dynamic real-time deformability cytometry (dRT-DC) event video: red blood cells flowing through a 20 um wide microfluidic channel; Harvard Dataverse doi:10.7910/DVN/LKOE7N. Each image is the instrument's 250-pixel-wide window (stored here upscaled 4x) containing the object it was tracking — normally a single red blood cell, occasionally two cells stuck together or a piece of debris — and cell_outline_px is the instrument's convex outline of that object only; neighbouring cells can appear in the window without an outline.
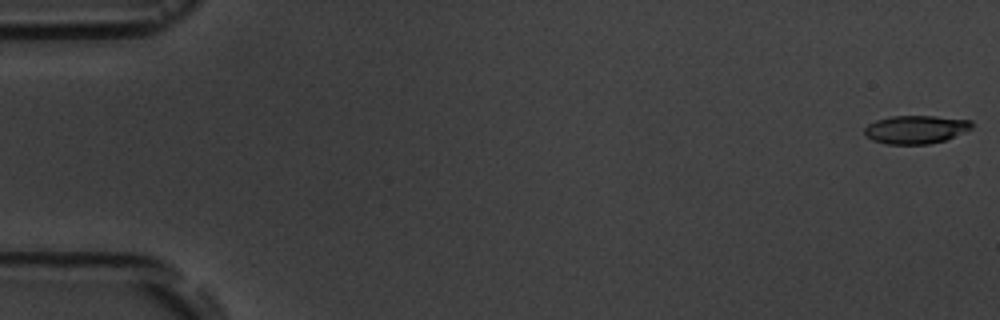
{"species": "common noctule bat (a hibernating species)", "species_latin": "Nyctalus noctula", "temperature_condition": "room temperature", "stored_images_in_passage": 5, "camera_frame_rate_fps": 3000, "um_per_image_px": 0.085, "animal": {"sex": "male", "body_mass_g": 19.5, "forearm_length_mm": 54.6}, "frame": {"image": 1, "passage_image": 1, "time_ms": 0.0, "image_size_px": [1000, 320], "cell_outline_px": [[976, 124], [972, 128], [944, 140], [928, 144], [884, 144], [872, 140], [864, 132], [864, 128], [868, 124], [876, 120], [892, 116], [936, 116], [972, 120]], "centroid_in_image_um": [77.85, 11.0], "position_along_channel_um": 7.1, "area_um2": 17.69}}
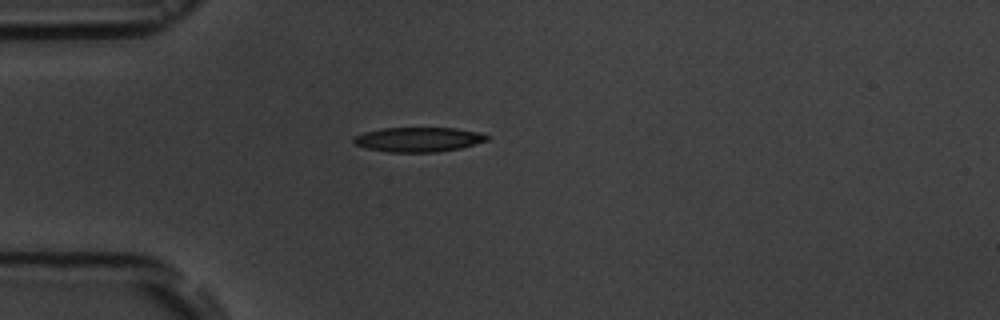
{"frame": {"image": 2, "passage_image": 5, "time_ms": 5.0, "image_size_px": [1000, 320], "cell_outline_px": [[492, 136], [488, 140], [460, 148], [436, 152], [388, 152], [364, 148], [356, 144], [352, 140], [356, 136], [364, 132], [380, 128], [456, 128], [484, 132]], "centroid_in_image_um": [35.61, 11.85], "position_along_channel_um": 49.4, "area_um2": 19.31}}